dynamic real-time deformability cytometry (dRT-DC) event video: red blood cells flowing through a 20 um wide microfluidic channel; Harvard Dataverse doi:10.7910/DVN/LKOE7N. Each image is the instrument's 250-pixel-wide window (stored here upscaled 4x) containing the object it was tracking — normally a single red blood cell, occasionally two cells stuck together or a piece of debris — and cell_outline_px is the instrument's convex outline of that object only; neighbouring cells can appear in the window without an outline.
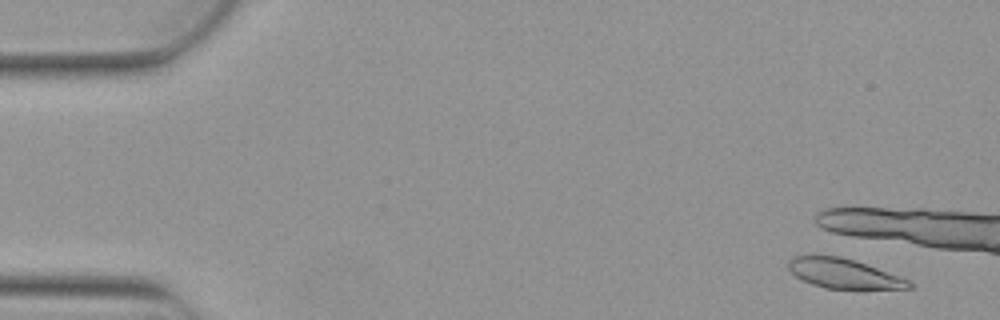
{"species": "Egyptian fruit bat (a non-hibernating species)", "species_latin": "Rousettus aegyptiacus", "temperature_condition": "warm", "stored_images_in_passage": 1, "camera_frame_rate_fps": 3000, "um_per_image_px": 0.085, "animal": {"sex": "female"}, "frame": {"image": 1, "passage_image": 1, "time_ms": 0.0, "image_size_px": [1000, 320], "cell_outline_px": [[912, 288], [824, 288], [812, 284], [796, 276], [788, 268], [788, 260], [796, 256], [840, 256], [856, 260], [908, 280], [912, 284]], "centroid_in_image_um": [71.68, 23.24], "position_along_channel_um": 13.3, "area_um2": 20.29}}